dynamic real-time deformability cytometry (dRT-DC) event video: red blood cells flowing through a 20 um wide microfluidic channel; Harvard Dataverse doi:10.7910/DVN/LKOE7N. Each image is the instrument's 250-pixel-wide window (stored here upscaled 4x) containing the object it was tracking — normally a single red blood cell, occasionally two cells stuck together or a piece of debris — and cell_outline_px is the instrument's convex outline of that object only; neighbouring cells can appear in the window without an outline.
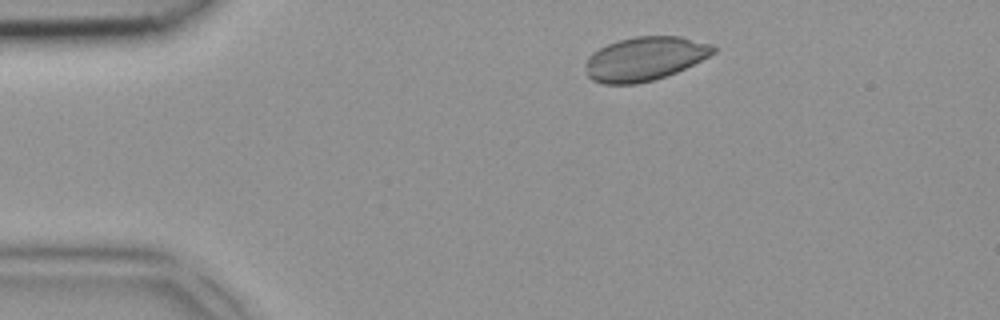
{"species": "common noctule bat (a hibernating species)", "species_latin": "Nyctalus noctula", "temperature_condition": "room temperature", "stored_images_in_passage": 3, "camera_frame_rate_fps": 3000, "um_per_image_px": 0.085, "animal": {"sex": "female", "body_mass_g": 18.4}, "frame": {"image": 1, "passage_image": 1, "time_ms": 0.0, "image_size_px": [1000, 320], "cell_outline_px": [[716, 52], [676, 72], [652, 80], [636, 84], [600, 84], [592, 80], [588, 76], [584, 64], [588, 56], [592, 52], [616, 40], [636, 36], [680, 36], [712, 44], [716, 48]], "centroid_in_image_um": [54.76, 4.99], "position_along_channel_um": 30.2, "area_um2": 32.66}}